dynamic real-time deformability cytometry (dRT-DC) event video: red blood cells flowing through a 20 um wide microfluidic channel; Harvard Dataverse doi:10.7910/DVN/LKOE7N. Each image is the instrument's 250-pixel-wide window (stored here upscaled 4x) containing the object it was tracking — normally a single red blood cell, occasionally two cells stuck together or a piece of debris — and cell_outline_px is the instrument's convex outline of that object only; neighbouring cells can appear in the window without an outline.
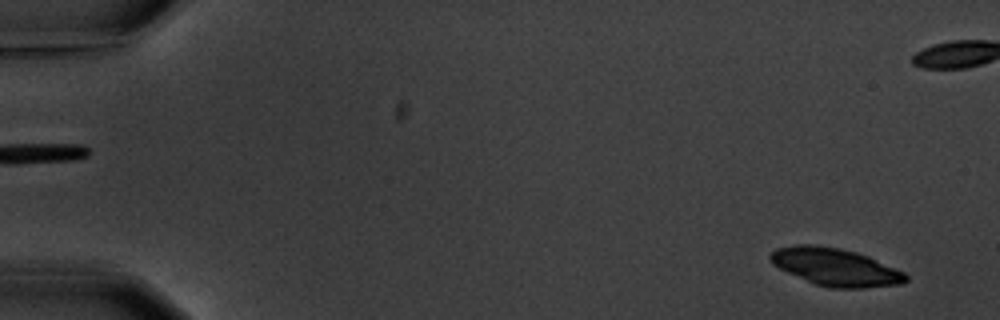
{"species": "common noctule bat (a hibernating species)", "species_latin": "Nyctalus noctula", "temperature_condition": "warm", "stored_images_in_passage": 6, "segment_of_instrument_passage": [2, 2], "camera_frame_rate_fps": 3000, "um_per_image_px": 0.085, "animal": {"sex": "male", "body_mass_g": 20.1, "forearm_length_mm": 53.5}, "frame": {"image": 1, "passage_image": 6, "time_ms": 6.0, "image_size_px": [1000, 320], "cell_outline_px": [[908, 280], [900, 284], [864, 288], [832, 288], [816, 284], [788, 272], [772, 264], [768, 256], [776, 248], [796, 244], [812, 244], [840, 248], [856, 252], [868, 256], [904, 272], [908, 276]], "centroid_in_image_um": [71.01, 22.69], "position_along_channel_um": 14.0, "area_um2": 29.48}}